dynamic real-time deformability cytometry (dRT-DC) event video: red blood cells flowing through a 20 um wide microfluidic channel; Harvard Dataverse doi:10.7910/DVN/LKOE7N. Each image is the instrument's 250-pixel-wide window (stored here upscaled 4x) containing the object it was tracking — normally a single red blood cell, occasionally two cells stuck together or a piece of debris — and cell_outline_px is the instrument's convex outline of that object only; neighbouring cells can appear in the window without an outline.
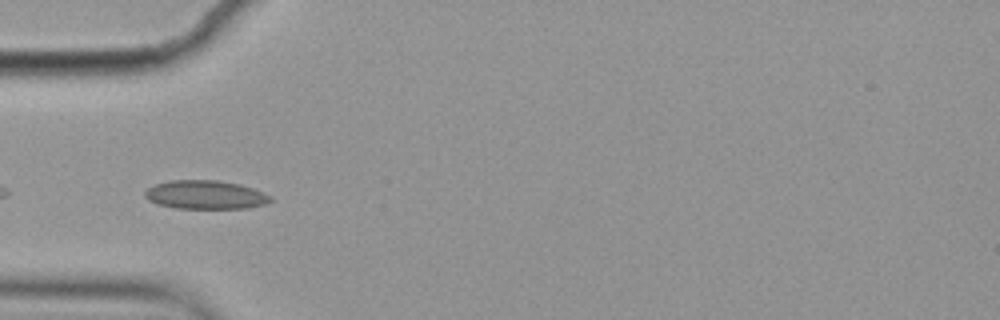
{"species": "common noctule bat (a hibernating species)", "species_latin": "Nyctalus noctula", "temperature_condition": "cold", "stored_images_in_passage": 7, "camera_frame_rate_fps": 3000, "um_per_image_px": 0.085, "animal": {"sex": "female", "body_mass_g": 19.9}, "frame": {"image": 1, "passage_image": 5, "time_ms": 1.333, "image_size_px": [1000, 320], "cell_outline_px": [[272, 200], [264, 204], [248, 208], [176, 208], [156, 204], [148, 200], [144, 196], [144, 192], [148, 188], [156, 184], [172, 180], [216, 180], [240, 184], [252, 188], [272, 196]], "centroid_in_image_um": [17.45, 16.56], "position_along_channel_um": 67.6, "area_um2": 20.92}}
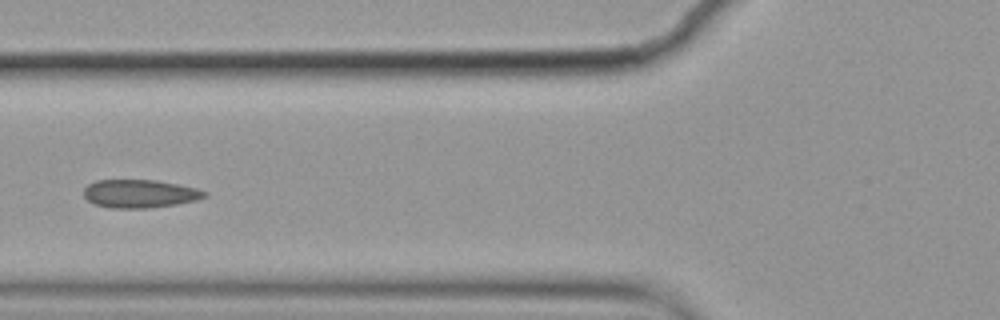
{"frame": {"image": 2, "passage_image": 6, "time_ms": 1.667, "image_size_px": [1000, 320], "cell_outline_px": [[208, 196], [196, 200], [176, 204], [152, 208], [108, 208], [96, 204], [88, 200], [84, 196], [84, 188], [88, 184], [96, 180], [156, 180], [196, 188], [208, 192]], "centroid_in_image_um": [11.89, 16.46], "position_along_channel_um": 113.9, "area_um2": 19.88}}
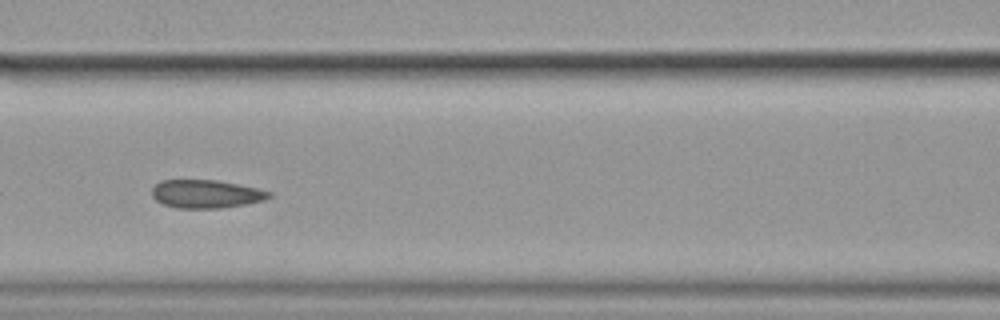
{"frame": {"image": 3, "passage_image": 7, "time_ms": 2.0, "image_size_px": [1000, 320], "cell_outline_px": [[272, 196], [264, 200], [244, 204], [220, 208], [176, 208], [164, 204], [156, 200], [152, 196], [152, 188], [160, 180], [216, 180], [256, 188], [272, 192]], "centroid_in_image_um": [17.49, 16.48], "position_along_channel_um": 149.1, "area_um2": 19.13}}